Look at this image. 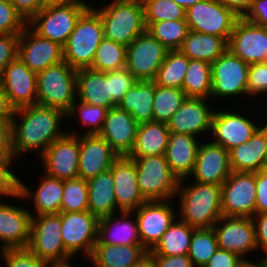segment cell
<instances>
[{"label": "cell", "mask_w": 267, "mask_h": 267, "mask_svg": "<svg viewBox=\"0 0 267 267\" xmlns=\"http://www.w3.org/2000/svg\"><path fill=\"white\" fill-rule=\"evenodd\" d=\"M252 261H245L240 267H267V259L261 258Z\"/></svg>", "instance_id": "64"}, {"label": "cell", "mask_w": 267, "mask_h": 267, "mask_svg": "<svg viewBox=\"0 0 267 267\" xmlns=\"http://www.w3.org/2000/svg\"><path fill=\"white\" fill-rule=\"evenodd\" d=\"M182 90L187 97L211 99V63L189 59Z\"/></svg>", "instance_id": "38"}, {"label": "cell", "mask_w": 267, "mask_h": 267, "mask_svg": "<svg viewBox=\"0 0 267 267\" xmlns=\"http://www.w3.org/2000/svg\"><path fill=\"white\" fill-rule=\"evenodd\" d=\"M64 119L66 114L58 108L35 104L15 109L10 122L14 156L19 159L32 152L39 158L66 133L62 129Z\"/></svg>", "instance_id": "1"}, {"label": "cell", "mask_w": 267, "mask_h": 267, "mask_svg": "<svg viewBox=\"0 0 267 267\" xmlns=\"http://www.w3.org/2000/svg\"><path fill=\"white\" fill-rule=\"evenodd\" d=\"M255 207L256 173L232 171L221 186L222 215L252 218Z\"/></svg>", "instance_id": "12"}, {"label": "cell", "mask_w": 267, "mask_h": 267, "mask_svg": "<svg viewBox=\"0 0 267 267\" xmlns=\"http://www.w3.org/2000/svg\"><path fill=\"white\" fill-rule=\"evenodd\" d=\"M167 51L146 30L127 46L125 67L138 81H154Z\"/></svg>", "instance_id": "14"}, {"label": "cell", "mask_w": 267, "mask_h": 267, "mask_svg": "<svg viewBox=\"0 0 267 267\" xmlns=\"http://www.w3.org/2000/svg\"><path fill=\"white\" fill-rule=\"evenodd\" d=\"M212 228L219 249L232 252L244 261H252L253 257L248 259L249 254L258 252L253 218L222 216Z\"/></svg>", "instance_id": "11"}, {"label": "cell", "mask_w": 267, "mask_h": 267, "mask_svg": "<svg viewBox=\"0 0 267 267\" xmlns=\"http://www.w3.org/2000/svg\"><path fill=\"white\" fill-rule=\"evenodd\" d=\"M17 57L35 73L64 61L63 47L40 37L29 26L19 35Z\"/></svg>", "instance_id": "21"}, {"label": "cell", "mask_w": 267, "mask_h": 267, "mask_svg": "<svg viewBox=\"0 0 267 267\" xmlns=\"http://www.w3.org/2000/svg\"><path fill=\"white\" fill-rule=\"evenodd\" d=\"M28 22L15 10L10 0H0V34L20 35Z\"/></svg>", "instance_id": "47"}, {"label": "cell", "mask_w": 267, "mask_h": 267, "mask_svg": "<svg viewBox=\"0 0 267 267\" xmlns=\"http://www.w3.org/2000/svg\"><path fill=\"white\" fill-rule=\"evenodd\" d=\"M201 140L194 135L170 133L165 158L178 180L188 178L192 174Z\"/></svg>", "instance_id": "29"}, {"label": "cell", "mask_w": 267, "mask_h": 267, "mask_svg": "<svg viewBox=\"0 0 267 267\" xmlns=\"http://www.w3.org/2000/svg\"><path fill=\"white\" fill-rule=\"evenodd\" d=\"M17 158L0 159V198L6 197L8 200L19 194L20 177L16 175L12 168Z\"/></svg>", "instance_id": "48"}, {"label": "cell", "mask_w": 267, "mask_h": 267, "mask_svg": "<svg viewBox=\"0 0 267 267\" xmlns=\"http://www.w3.org/2000/svg\"><path fill=\"white\" fill-rule=\"evenodd\" d=\"M36 80L37 73L18 57L4 68L0 81L14 109L36 104Z\"/></svg>", "instance_id": "23"}, {"label": "cell", "mask_w": 267, "mask_h": 267, "mask_svg": "<svg viewBox=\"0 0 267 267\" xmlns=\"http://www.w3.org/2000/svg\"><path fill=\"white\" fill-rule=\"evenodd\" d=\"M170 133L167 123L152 121L139 124L134 146L127 156L165 155Z\"/></svg>", "instance_id": "34"}, {"label": "cell", "mask_w": 267, "mask_h": 267, "mask_svg": "<svg viewBox=\"0 0 267 267\" xmlns=\"http://www.w3.org/2000/svg\"><path fill=\"white\" fill-rule=\"evenodd\" d=\"M19 35L0 34V75L4 68L17 58Z\"/></svg>", "instance_id": "52"}, {"label": "cell", "mask_w": 267, "mask_h": 267, "mask_svg": "<svg viewBox=\"0 0 267 267\" xmlns=\"http://www.w3.org/2000/svg\"><path fill=\"white\" fill-rule=\"evenodd\" d=\"M187 181V183L185 182ZM189 182V183H188ZM189 178L179 180L175 197H179L177 212L181 222L196 229L212 228L222 215L221 185L199 183Z\"/></svg>", "instance_id": "2"}, {"label": "cell", "mask_w": 267, "mask_h": 267, "mask_svg": "<svg viewBox=\"0 0 267 267\" xmlns=\"http://www.w3.org/2000/svg\"><path fill=\"white\" fill-rule=\"evenodd\" d=\"M11 121H0V159L16 158L12 151Z\"/></svg>", "instance_id": "58"}, {"label": "cell", "mask_w": 267, "mask_h": 267, "mask_svg": "<svg viewBox=\"0 0 267 267\" xmlns=\"http://www.w3.org/2000/svg\"><path fill=\"white\" fill-rule=\"evenodd\" d=\"M0 260H2L1 265L4 264L5 267H51L36 257L28 248L5 249Z\"/></svg>", "instance_id": "49"}, {"label": "cell", "mask_w": 267, "mask_h": 267, "mask_svg": "<svg viewBox=\"0 0 267 267\" xmlns=\"http://www.w3.org/2000/svg\"><path fill=\"white\" fill-rule=\"evenodd\" d=\"M218 248L213 228L195 229L191 237L188 257L194 267H204Z\"/></svg>", "instance_id": "44"}, {"label": "cell", "mask_w": 267, "mask_h": 267, "mask_svg": "<svg viewBox=\"0 0 267 267\" xmlns=\"http://www.w3.org/2000/svg\"><path fill=\"white\" fill-rule=\"evenodd\" d=\"M138 126L130 113L116 106L108 110L99 135L119 156H127L134 146Z\"/></svg>", "instance_id": "27"}, {"label": "cell", "mask_w": 267, "mask_h": 267, "mask_svg": "<svg viewBox=\"0 0 267 267\" xmlns=\"http://www.w3.org/2000/svg\"><path fill=\"white\" fill-rule=\"evenodd\" d=\"M157 267H194L192 260L186 255L152 256Z\"/></svg>", "instance_id": "59"}, {"label": "cell", "mask_w": 267, "mask_h": 267, "mask_svg": "<svg viewBox=\"0 0 267 267\" xmlns=\"http://www.w3.org/2000/svg\"><path fill=\"white\" fill-rule=\"evenodd\" d=\"M178 50L189 59L212 63L228 50V42L219 36L189 30Z\"/></svg>", "instance_id": "36"}, {"label": "cell", "mask_w": 267, "mask_h": 267, "mask_svg": "<svg viewBox=\"0 0 267 267\" xmlns=\"http://www.w3.org/2000/svg\"><path fill=\"white\" fill-rule=\"evenodd\" d=\"M61 236V212L32 216L27 248L51 267L73 264Z\"/></svg>", "instance_id": "5"}, {"label": "cell", "mask_w": 267, "mask_h": 267, "mask_svg": "<svg viewBox=\"0 0 267 267\" xmlns=\"http://www.w3.org/2000/svg\"><path fill=\"white\" fill-rule=\"evenodd\" d=\"M145 23L185 20L186 10L173 0H142Z\"/></svg>", "instance_id": "46"}, {"label": "cell", "mask_w": 267, "mask_h": 267, "mask_svg": "<svg viewBox=\"0 0 267 267\" xmlns=\"http://www.w3.org/2000/svg\"><path fill=\"white\" fill-rule=\"evenodd\" d=\"M196 228L181 222L177 218L168 230L163 234L160 241L148 253L151 256H174L186 255L190 249L192 234Z\"/></svg>", "instance_id": "37"}, {"label": "cell", "mask_w": 267, "mask_h": 267, "mask_svg": "<svg viewBox=\"0 0 267 267\" xmlns=\"http://www.w3.org/2000/svg\"><path fill=\"white\" fill-rule=\"evenodd\" d=\"M154 93V81H138L125 93L117 106L130 113L139 124L152 122Z\"/></svg>", "instance_id": "35"}, {"label": "cell", "mask_w": 267, "mask_h": 267, "mask_svg": "<svg viewBox=\"0 0 267 267\" xmlns=\"http://www.w3.org/2000/svg\"><path fill=\"white\" fill-rule=\"evenodd\" d=\"M117 212L134 211L146 200L137 182V169L128 156H119L111 166Z\"/></svg>", "instance_id": "25"}, {"label": "cell", "mask_w": 267, "mask_h": 267, "mask_svg": "<svg viewBox=\"0 0 267 267\" xmlns=\"http://www.w3.org/2000/svg\"><path fill=\"white\" fill-rule=\"evenodd\" d=\"M80 135L65 133L40 156L43 171L49 176L69 180L78 178Z\"/></svg>", "instance_id": "17"}, {"label": "cell", "mask_w": 267, "mask_h": 267, "mask_svg": "<svg viewBox=\"0 0 267 267\" xmlns=\"http://www.w3.org/2000/svg\"><path fill=\"white\" fill-rule=\"evenodd\" d=\"M103 38L100 14L94 8L85 10L63 47V60L75 70L90 68Z\"/></svg>", "instance_id": "4"}, {"label": "cell", "mask_w": 267, "mask_h": 267, "mask_svg": "<svg viewBox=\"0 0 267 267\" xmlns=\"http://www.w3.org/2000/svg\"><path fill=\"white\" fill-rule=\"evenodd\" d=\"M66 133L80 135L78 177L83 180H89L110 169L113 162L119 157L99 134L82 135L76 129L74 131L67 130Z\"/></svg>", "instance_id": "22"}, {"label": "cell", "mask_w": 267, "mask_h": 267, "mask_svg": "<svg viewBox=\"0 0 267 267\" xmlns=\"http://www.w3.org/2000/svg\"><path fill=\"white\" fill-rule=\"evenodd\" d=\"M10 2L27 22L47 5L46 0H10Z\"/></svg>", "instance_id": "55"}, {"label": "cell", "mask_w": 267, "mask_h": 267, "mask_svg": "<svg viewBox=\"0 0 267 267\" xmlns=\"http://www.w3.org/2000/svg\"><path fill=\"white\" fill-rule=\"evenodd\" d=\"M187 96L182 89L164 87L155 83L153 98L154 121L167 123Z\"/></svg>", "instance_id": "40"}, {"label": "cell", "mask_w": 267, "mask_h": 267, "mask_svg": "<svg viewBox=\"0 0 267 267\" xmlns=\"http://www.w3.org/2000/svg\"><path fill=\"white\" fill-rule=\"evenodd\" d=\"M94 9L103 22L104 37L126 47L147 30L142 0H109Z\"/></svg>", "instance_id": "3"}, {"label": "cell", "mask_w": 267, "mask_h": 267, "mask_svg": "<svg viewBox=\"0 0 267 267\" xmlns=\"http://www.w3.org/2000/svg\"><path fill=\"white\" fill-rule=\"evenodd\" d=\"M145 24L147 31L168 50H178L189 31L186 20Z\"/></svg>", "instance_id": "42"}, {"label": "cell", "mask_w": 267, "mask_h": 267, "mask_svg": "<svg viewBox=\"0 0 267 267\" xmlns=\"http://www.w3.org/2000/svg\"><path fill=\"white\" fill-rule=\"evenodd\" d=\"M88 211V183L81 178L64 180L60 212Z\"/></svg>", "instance_id": "45"}, {"label": "cell", "mask_w": 267, "mask_h": 267, "mask_svg": "<svg viewBox=\"0 0 267 267\" xmlns=\"http://www.w3.org/2000/svg\"><path fill=\"white\" fill-rule=\"evenodd\" d=\"M55 267H75V266L70 264V265H66V266H55Z\"/></svg>", "instance_id": "68"}, {"label": "cell", "mask_w": 267, "mask_h": 267, "mask_svg": "<svg viewBox=\"0 0 267 267\" xmlns=\"http://www.w3.org/2000/svg\"><path fill=\"white\" fill-rule=\"evenodd\" d=\"M243 18L255 25L267 27V0H252Z\"/></svg>", "instance_id": "57"}, {"label": "cell", "mask_w": 267, "mask_h": 267, "mask_svg": "<svg viewBox=\"0 0 267 267\" xmlns=\"http://www.w3.org/2000/svg\"><path fill=\"white\" fill-rule=\"evenodd\" d=\"M3 251H4V249L0 246V258H2ZM0 263H1V261H0Z\"/></svg>", "instance_id": "67"}, {"label": "cell", "mask_w": 267, "mask_h": 267, "mask_svg": "<svg viewBox=\"0 0 267 267\" xmlns=\"http://www.w3.org/2000/svg\"><path fill=\"white\" fill-rule=\"evenodd\" d=\"M126 51L125 45L104 37L96 49L90 68L102 72L122 69L126 65Z\"/></svg>", "instance_id": "43"}, {"label": "cell", "mask_w": 267, "mask_h": 267, "mask_svg": "<svg viewBox=\"0 0 267 267\" xmlns=\"http://www.w3.org/2000/svg\"><path fill=\"white\" fill-rule=\"evenodd\" d=\"M227 106H224L225 109L223 105L218 106L220 109L215 106L210 132L212 137L210 136V140L230 151L232 148L247 142L261 126V123L254 122L252 120L254 118L244 114L243 111L232 110L235 106L232 107L229 104Z\"/></svg>", "instance_id": "9"}, {"label": "cell", "mask_w": 267, "mask_h": 267, "mask_svg": "<svg viewBox=\"0 0 267 267\" xmlns=\"http://www.w3.org/2000/svg\"><path fill=\"white\" fill-rule=\"evenodd\" d=\"M111 168L87 180L88 211L98 219L117 212Z\"/></svg>", "instance_id": "32"}, {"label": "cell", "mask_w": 267, "mask_h": 267, "mask_svg": "<svg viewBox=\"0 0 267 267\" xmlns=\"http://www.w3.org/2000/svg\"><path fill=\"white\" fill-rule=\"evenodd\" d=\"M267 96V61L251 64L247 78V97L253 100L260 95Z\"/></svg>", "instance_id": "50"}, {"label": "cell", "mask_w": 267, "mask_h": 267, "mask_svg": "<svg viewBox=\"0 0 267 267\" xmlns=\"http://www.w3.org/2000/svg\"><path fill=\"white\" fill-rule=\"evenodd\" d=\"M244 262L238 255L218 248L204 267H240Z\"/></svg>", "instance_id": "54"}, {"label": "cell", "mask_w": 267, "mask_h": 267, "mask_svg": "<svg viewBox=\"0 0 267 267\" xmlns=\"http://www.w3.org/2000/svg\"><path fill=\"white\" fill-rule=\"evenodd\" d=\"M147 254L142 245L95 244L87 260L94 267H133Z\"/></svg>", "instance_id": "33"}, {"label": "cell", "mask_w": 267, "mask_h": 267, "mask_svg": "<svg viewBox=\"0 0 267 267\" xmlns=\"http://www.w3.org/2000/svg\"><path fill=\"white\" fill-rule=\"evenodd\" d=\"M174 199L163 201H146L134 210L137 218L139 236L142 246L149 252L160 241L163 234L177 219Z\"/></svg>", "instance_id": "16"}, {"label": "cell", "mask_w": 267, "mask_h": 267, "mask_svg": "<svg viewBox=\"0 0 267 267\" xmlns=\"http://www.w3.org/2000/svg\"><path fill=\"white\" fill-rule=\"evenodd\" d=\"M0 200V246L24 249L30 240L31 214L27 208Z\"/></svg>", "instance_id": "24"}, {"label": "cell", "mask_w": 267, "mask_h": 267, "mask_svg": "<svg viewBox=\"0 0 267 267\" xmlns=\"http://www.w3.org/2000/svg\"><path fill=\"white\" fill-rule=\"evenodd\" d=\"M108 108L82 103L79 100H75L71 109L66 113V118H78V125L86 128L82 135H94L99 134L104 126V121L107 116ZM80 119V120H79Z\"/></svg>", "instance_id": "41"}, {"label": "cell", "mask_w": 267, "mask_h": 267, "mask_svg": "<svg viewBox=\"0 0 267 267\" xmlns=\"http://www.w3.org/2000/svg\"><path fill=\"white\" fill-rule=\"evenodd\" d=\"M233 11L239 18H243L249 11L252 0H216Z\"/></svg>", "instance_id": "60"}, {"label": "cell", "mask_w": 267, "mask_h": 267, "mask_svg": "<svg viewBox=\"0 0 267 267\" xmlns=\"http://www.w3.org/2000/svg\"><path fill=\"white\" fill-rule=\"evenodd\" d=\"M39 180V184L34 188L35 191L31 190L32 188L27 186L23 180H20L19 194L12 198L33 202L31 209L34 210L29 209L31 217L60 213L64 180L49 176L46 173H42Z\"/></svg>", "instance_id": "26"}, {"label": "cell", "mask_w": 267, "mask_h": 267, "mask_svg": "<svg viewBox=\"0 0 267 267\" xmlns=\"http://www.w3.org/2000/svg\"><path fill=\"white\" fill-rule=\"evenodd\" d=\"M99 219L89 211L61 212V233L65 249L76 257L91 256L98 238Z\"/></svg>", "instance_id": "13"}, {"label": "cell", "mask_w": 267, "mask_h": 267, "mask_svg": "<svg viewBox=\"0 0 267 267\" xmlns=\"http://www.w3.org/2000/svg\"><path fill=\"white\" fill-rule=\"evenodd\" d=\"M252 218L255 225L257 248L264 252L261 258L267 259V213H257Z\"/></svg>", "instance_id": "56"}, {"label": "cell", "mask_w": 267, "mask_h": 267, "mask_svg": "<svg viewBox=\"0 0 267 267\" xmlns=\"http://www.w3.org/2000/svg\"><path fill=\"white\" fill-rule=\"evenodd\" d=\"M77 99L82 103L116 107L112 103L110 71L102 72L91 68L79 69L76 73Z\"/></svg>", "instance_id": "30"}, {"label": "cell", "mask_w": 267, "mask_h": 267, "mask_svg": "<svg viewBox=\"0 0 267 267\" xmlns=\"http://www.w3.org/2000/svg\"><path fill=\"white\" fill-rule=\"evenodd\" d=\"M213 101L206 98L187 97L167 122L170 132L194 135L203 140L211 132L214 114ZM199 136V137H198Z\"/></svg>", "instance_id": "18"}, {"label": "cell", "mask_w": 267, "mask_h": 267, "mask_svg": "<svg viewBox=\"0 0 267 267\" xmlns=\"http://www.w3.org/2000/svg\"><path fill=\"white\" fill-rule=\"evenodd\" d=\"M87 1L83 0H46L47 5L55 6H76L83 7L85 10L91 9L95 6L86 3Z\"/></svg>", "instance_id": "62"}, {"label": "cell", "mask_w": 267, "mask_h": 267, "mask_svg": "<svg viewBox=\"0 0 267 267\" xmlns=\"http://www.w3.org/2000/svg\"><path fill=\"white\" fill-rule=\"evenodd\" d=\"M263 124L247 142L229 151L232 171L256 173L266 167V123Z\"/></svg>", "instance_id": "31"}, {"label": "cell", "mask_w": 267, "mask_h": 267, "mask_svg": "<svg viewBox=\"0 0 267 267\" xmlns=\"http://www.w3.org/2000/svg\"><path fill=\"white\" fill-rule=\"evenodd\" d=\"M189 58L179 50H168L154 82L164 87L182 89Z\"/></svg>", "instance_id": "39"}, {"label": "cell", "mask_w": 267, "mask_h": 267, "mask_svg": "<svg viewBox=\"0 0 267 267\" xmlns=\"http://www.w3.org/2000/svg\"><path fill=\"white\" fill-rule=\"evenodd\" d=\"M133 267H157L153 257L148 253Z\"/></svg>", "instance_id": "63"}, {"label": "cell", "mask_w": 267, "mask_h": 267, "mask_svg": "<svg viewBox=\"0 0 267 267\" xmlns=\"http://www.w3.org/2000/svg\"><path fill=\"white\" fill-rule=\"evenodd\" d=\"M84 11L83 7L46 5L28 22V26L40 37L64 47Z\"/></svg>", "instance_id": "15"}, {"label": "cell", "mask_w": 267, "mask_h": 267, "mask_svg": "<svg viewBox=\"0 0 267 267\" xmlns=\"http://www.w3.org/2000/svg\"><path fill=\"white\" fill-rule=\"evenodd\" d=\"M176 4L182 6L185 10L190 6L195 5L197 2L202 0H173Z\"/></svg>", "instance_id": "65"}, {"label": "cell", "mask_w": 267, "mask_h": 267, "mask_svg": "<svg viewBox=\"0 0 267 267\" xmlns=\"http://www.w3.org/2000/svg\"><path fill=\"white\" fill-rule=\"evenodd\" d=\"M266 143H267V122H266ZM265 159H266V168H267V147H266V156H265Z\"/></svg>", "instance_id": "66"}, {"label": "cell", "mask_w": 267, "mask_h": 267, "mask_svg": "<svg viewBox=\"0 0 267 267\" xmlns=\"http://www.w3.org/2000/svg\"><path fill=\"white\" fill-rule=\"evenodd\" d=\"M249 66L240 57L227 50L211 63V100L232 101L235 97L247 98V78ZM224 98V99H223ZM233 98V99H232ZM227 99V100H226ZM231 99V100H230ZM226 100V102H224Z\"/></svg>", "instance_id": "8"}, {"label": "cell", "mask_w": 267, "mask_h": 267, "mask_svg": "<svg viewBox=\"0 0 267 267\" xmlns=\"http://www.w3.org/2000/svg\"><path fill=\"white\" fill-rule=\"evenodd\" d=\"M76 73L65 61L38 72L36 104L58 108L66 114L77 99Z\"/></svg>", "instance_id": "6"}, {"label": "cell", "mask_w": 267, "mask_h": 267, "mask_svg": "<svg viewBox=\"0 0 267 267\" xmlns=\"http://www.w3.org/2000/svg\"><path fill=\"white\" fill-rule=\"evenodd\" d=\"M14 107L10 104L8 96L0 81V121H11L14 115Z\"/></svg>", "instance_id": "61"}, {"label": "cell", "mask_w": 267, "mask_h": 267, "mask_svg": "<svg viewBox=\"0 0 267 267\" xmlns=\"http://www.w3.org/2000/svg\"><path fill=\"white\" fill-rule=\"evenodd\" d=\"M134 217V211H119L99 219L95 244L142 245L137 218Z\"/></svg>", "instance_id": "28"}, {"label": "cell", "mask_w": 267, "mask_h": 267, "mask_svg": "<svg viewBox=\"0 0 267 267\" xmlns=\"http://www.w3.org/2000/svg\"><path fill=\"white\" fill-rule=\"evenodd\" d=\"M205 139L200 143L193 172L188 178L222 186L232 172L229 151L209 138Z\"/></svg>", "instance_id": "20"}, {"label": "cell", "mask_w": 267, "mask_h": 267, "mask_svg": "<svg viewBox=\"0 0 267 267\" xmlns=\"http://www.w3.org/2000/svg\"><path fill=\"white\" fill-rule=\"evenodd\" d=\"M129 158L136 164L138 187L146 201L175 198L179 180L171 172L165 155Z\"/></svg>", "instance_id": "7"}, {"label": "cell", "mask_w": 267, "mask_h": 267, "mask_svg": "<svg viewBox=\"0 0 267 267\" xmlns=\"http://www.w3.org/2000/svg\"><path fill=\"white\" fill-rule=\"evenodd\" d=\"M267 213V168L256 172V207L255 214Z\"/></svg>", "instance_id": "53"}, {"label": "cell", "mask_w": 267, "mask_h": 267, "mask_svg": "<svg viewBox=\"0 0 267 267\" xmlns=\"http://www.w3.org/2000/svg\"><path fill=\"white\" fill-rule=\"evenodd\" d=\"M137 82L138 80L126 67L110 71L112 103L117 106L123 99L125 93Z\"/></svg>", "instance_id": "51"}, {"label": "cell", "mask_w": 267, "mask_h": 267, "mask_svg": "<svg viewBox=\"0 0 267 267\" xmlns=\"http://www.w3.org/2000/svg\"><path fill=\"white\" fill-rule=\"evenodd\" d=\"M228 50L248 65L267 61V27L239 18L228 41Z\"/></svg>", "instance_id": "19"}, {"label": "cell", "mask_w": 267, "mask_h": 267, "mask_svg": "<svg viewBox=\"0 0 267 267\" xmlns=\"http://www.w3.org/2000/svg\"><path fill=\"white\" fill-rule=\"evenodd\" d=\"M239 17L216 0H202L186 9L190 31L219 36L229 41Z\"/></svg>", "instance_id": "10"}]
</instances>
